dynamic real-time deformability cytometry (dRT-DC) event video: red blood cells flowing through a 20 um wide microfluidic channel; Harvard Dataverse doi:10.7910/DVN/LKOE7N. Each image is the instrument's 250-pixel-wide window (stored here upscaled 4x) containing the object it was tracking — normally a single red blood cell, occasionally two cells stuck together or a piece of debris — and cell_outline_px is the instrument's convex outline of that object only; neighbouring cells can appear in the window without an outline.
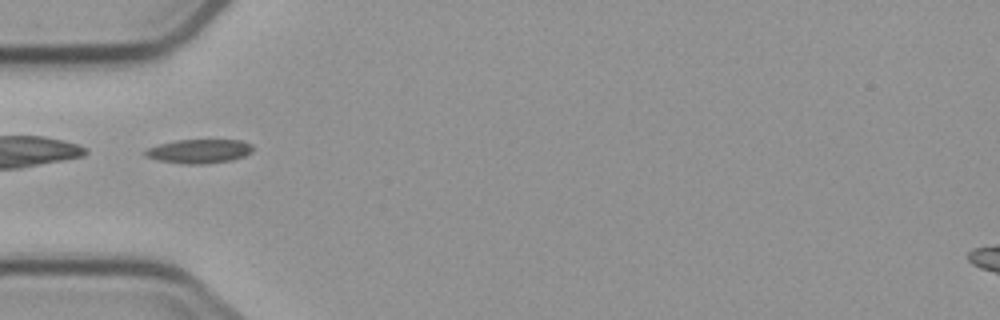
{"species": "common noctule bat (a hibernating species)", "species_latin": "Nyctalus noctula", "temperature_condition": "cold", "stored_images_in_passage": 5, "camera_frame_rate_fps": 3000, "um_per_image_px": 0.085, "animal": {"sex": "male", "body_mass_g": 23.1, "forearm_length_mm": 52.7}, "frame": {"image": 1, "passage_image": 4, "time_ms": 4.667, "image_size_px": [1000, 320], "cell_outline_px": [[252, 152], [244, 156], [232, 160], [200, 164], [184, 164], [160, 160], [144, 156], [144, 152], [148, 148], [160, 144], [176, 140], [240, 140], [252, 144]], "centroid_in_image_um": [16.94, 12.85], "position_along_channel_um": 68.1, "area_um2": 14.91}}
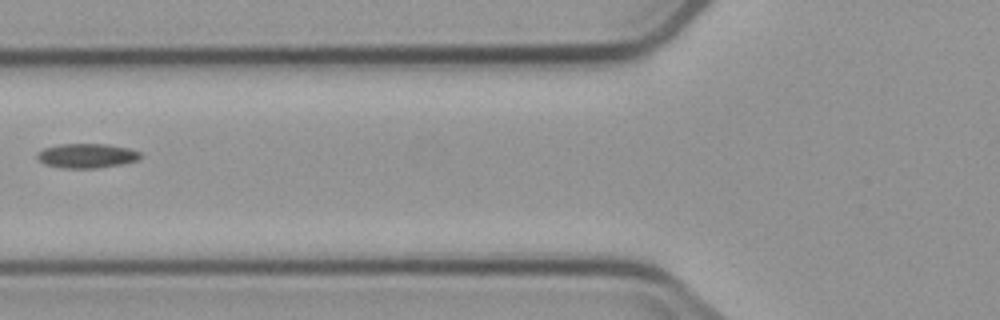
{"frame": {"image": 2, "passage_image": 5, "time_ms": 6.0, "image_size_px": [1000, 320], "cell_outline_px": [[140, 160], [120, 164], [96, 168], [60, 168], [44, 164], [36, 156], [44, 148], [60, 144], [108, 144], [128, 148], [140, 152]], "centroid_in_image_um": [7.38, 13.24], "position_along_channel_um": 118.4, "area_um2": 14.62}}